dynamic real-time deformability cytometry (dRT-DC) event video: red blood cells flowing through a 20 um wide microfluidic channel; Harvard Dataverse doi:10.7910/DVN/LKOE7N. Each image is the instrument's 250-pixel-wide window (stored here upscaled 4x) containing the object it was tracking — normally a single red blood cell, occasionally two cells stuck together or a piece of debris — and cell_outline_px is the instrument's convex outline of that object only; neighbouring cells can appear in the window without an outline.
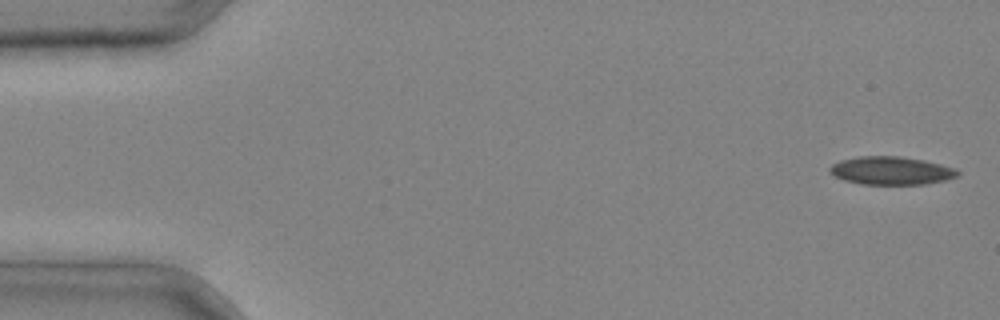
{"species": "common noctule bat (a hibernating species)", "species_latin": "Nyctalus noctula", "temperature_condition": "cold", "stored_images_in_passage": 4, "camera_frame_rate_fps": 3000, "um_per_image_px": 0.085, "animal": {"sex": "male", "body_mass_g": 20.4}, "frame": {"image": 1, "passage_image": 1, "time_ms": 0.0, "image_size_px": [1000, 320], "cell_outline_px": [[960, 176], [944, 180], [924, 184], [860, 184], [844, 180], [836, 176], [828, 168], [832, 164], [840, 160], [860, 156], [900, 156], [924, 160], [956, 168], [960, 172]], "centroid_in_image_um": [75.78, 14.5], "position_along_channel_um": 9.2, "area_um2": 20.92}}
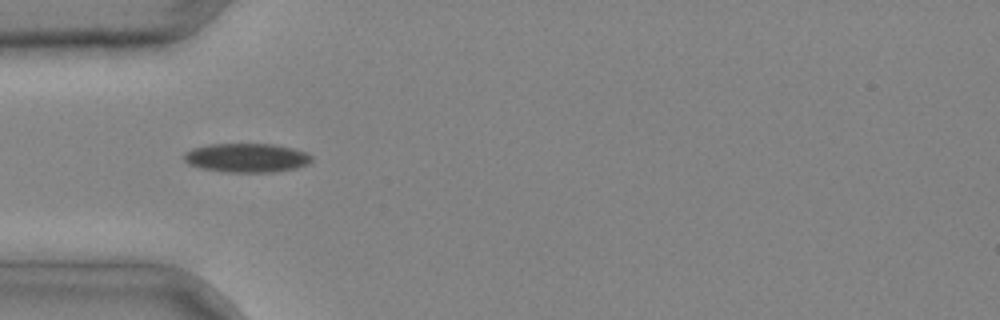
{"frame": {"image": 2, "passage_image": 4, "time_ms": 1.0, "image_size_px": [1000, 320], "cell_outline_px": [[312, 164], [296, 168], [272, 172], [228, 172], [200, 168], [188, 164], [184, 160], [184, 152], [192, 148], [208, 144], [272, 144], [292, 148], [308, 152], [312, 156]], "centroid_in_image_um": [20.99, 13.41], "position_along_channel_um": 64.0, "area_um2": 21.79}}